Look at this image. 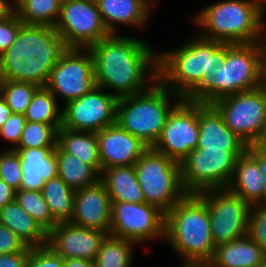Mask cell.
Wrapping results in <instances>:
<instances>
[{"instance_id": "1", "label": "cell", "mask_w": 266, "mask_h": 267, "mask_svg": "<svg viewBox=\"0 0 266 267\" xmlns=\"http://www.w3.org/2000/svg\"><path fill=\"white\" fill-rule=\"evenodd\" d=\"M88 49L93 56L96 85L118 98L146 91L158 80L160 50L146 39L110 34Z\"/></svg>"}, {"instance_id": "2", "label": "cell", "mask_w": 266, "mask_h": 267, "mask_svg": "<svg viewBox=\"0 0 266 267\" xmlns=\"http://www.w3.org/2000/svg\"><path fill=\"white\" fill-rule=\"evenodd\" d=\"M69 48L53 26L23 24L14 43L0 55V79L45 87Z\"/></svg>"}, {"instance_id": "3", "label": "cell", "mask_w": 266, "mask_h": 267, "mask_svg": "<svg viewBox=\"0 0 266 267\" xmlns=\"http://www.w3.org/2000/svg\"><path fill=\"white\" fill-rule=\"evenodd\" d=\"M227 44L203 38L197 34L171 50L158 51V79L181 98H190L222 67Z\"/></svg>"}, {"instance_id": "4", "label": "cell", "mask_w": 266, "mask_h": 267, "mask_svg": "<svg viewBox=\"0 0 266 267\" xmlns=\"http://www.w3.org/2000/svg\"><path fill=\"white\" fill-rule=\"evenodd\" d=\"M205 201L187 194L166 214L164 241L181 257L180 267H205L212 259L215 244Z\"/></svg>"}, {"instance_id": "5", "label": "cell", "mask_w": 266, "mask_h": 267, "mask_svg": "<svg viewBox=\"0 0 266 267\" xmlns=\"http://www.w3.org/2000/svg\"><path fill=\"white\" fill-rule=\"evenodd\" d=\"M199 10L190 19L203 38L251 44L266 37V9L257 0H220Z\"/></svg>"}, {"instance_id": "6", "label": "cell", "mask_w": 266, "mask_h": 267, "mask_svg": "<svg viewBox=\"0 0 266 267\" xmlns=\"http://www.w3.org/2000/svg\"><path fill=\"white\" fill-rule=\"evenodd\" d=\"M263 85L262 42L227 44L222 67H215L201 87L189 98L193 102L213 104L215 101Z\"/></svg>"}, {"instance_id": "7", "label": "cell", "mask_w": 266, "mask_h": 267, "mask_svg": "<svg viewBox=\"0 0 266 267\" xmlns=\"http://www.w3.org/2000/svg\"><path fill=\"white\" fill-rule=\"evenodd\" d=\"M181 99L158 79L146 91L119 98L116 123L153 147L168 114Z\"/></svg>"}, {"instance_id": "8", "label": "cell", "mask_w": 266, "mask_h": 267, "mask_svg": "<svg viewBox=\"0 0 266 267\" xmlns=\"http://www.w3.org/2000/svg\"><path fill=\"white\" fill-rule=\"evenodd\" d=\"M145 202L166 214L188 193L185 191L180 163L149 147L134 164Z\"/></svg>"}, {"instance_id": "9", "label": "cell", "mask_w": 266, "mask_h": 267, "mask_svg": "<svg viewBox=\"0 0 266 267\" xmlns=\"http://www.w3.org/2000/svg\"><path fill=\"white\" fill-rule=\"evenodd\" d=\"M238 157L230 150L196 148L180 163L181 178L188 194L227 188Z\"/></svg>"}, {"instance_id": "10", "label": "cell", "mask_w": 266, "mask_h": 267, "mask_svg": "<svg viewBox=\"0 0 266 267\" xmlns=\"http://www.w3.org/2000/svg\"><path fill=\"white\" fill-rule=\"evenodd\" d=\"M198 195L205 201L210 216L215 246L248 235L252 205L227 188L208 189Z\"/></svg>"}, {"instance_id": "11", "label": "cell", "mask_w": 266, "mask_h": 267, "mask_svg": "<svg viewBox=\"0 0 266 267\" xmlns=\"http://www.w3.org/2000/svg\"><path fill=\"white\" fill-rule=\"evenodd\" d=\"M94 61L88 48H69L50 72L46 88L65 105L96 87ZM60 99V100H58Z\"/></svg>"}, {"instance_id": "12", "label": "cell", "mask_w": 266, "mask_h": 267, "mask_svg": "<svg viewBox=\"0 0 266 267\" xmlns=\"http://www.w3.org/2000/svg\"><path fill=\"white\" fill-rule=\"evenodd\" d=\"M165 214L146 202H111L109 235L146 245L164 240Z\"/></svg>"}, {"instance_id": "13", "label": "cell", "mask_w": 266, "mask_h": 267, "mask_svg": "<svg viewBox=\"0 0 266 267\" xmlns=\"http://www.w3.org/2000/svg\"><path fill=\"white\" fill-rule=\"evenodd\" d=\"M225 125L252 146L259 137L266 117V89H257L223 97L213 103Z\"/></svg>"}, {"instance_id": "14", "label": "cell", "mask_w": 266, "mask_h": 267, "mask_svg": "<svg viewBox=\"0 0 266 267\" xmlns=\"http://www.w3.org/2000/svg\"><path fill=\"white\" fill-rule=\"evenodd\" d=\"M54 28L70 48H89L110 35L95 0H62Z\"/></svg>"}, {"instance_id": "15", "label": "cell", "mask_w": 266, "mask_h": 267, "mask_svg": "<svg viewBox=\"0 0 266 267\" xmlns=\"http://www.w3.org/2000/svg\"><path fill=\"white\" fill-rule=\"evenodd\" d=\"M198 102L182 98L171 110L161 135L152 147L181 163L198 146Z\"/></svg>"}, {"instance_id": "16", "label": "cell", "mask_w": 266, "mask_h": 267, "mask_svg": "<svg viewBox=\"0 0 266 267\" xmlns=\"http://www.w3.org/2000/svg\"><path fill=\"white\" fill-rule=\"evenodd\" d=\"M118 100L117 96L96 86L63 106L61 127L97 133L116 123Z\"/></svg>"}, {"instance_id": "17", "label": "cell", "mask_w": 266, "mask_h": 267, "mask_svg": "<svg viewBox=\"0 0 266 267\" xmlns=\"http://www.w3.org/2000/svg\"><path fill=\"white\" fill-rule=\"evenodd\" d=\"M106 233L60 222L48 232V245L63 258L95 260Z\"/></svg>"}, {"instance_id": "18", "label": "cell", "mask_w": 266, "mask_h": 267, "mask_svg": "<svg viewBox=\"0 0 266 267\" xmlns=\"http://www.w3.org/2000/svg\"><path fill=\"white\" fill-rule=\"evenodd\" d=\"M70 223L97 229L109 235L111 227V201L104 183H97L75 191Z\"/></svg>"}, {"instance_id": "19", "label": "cell", "mask_w": 266, "mask_h": 267, "mask_svg": "<svg viewBox=\"0 0 266 267\" xmlns=\"http://www.w3.org/2000/svg\"><path fill=\"white\" fill-rule=\"evenodd\" d=\"M102 171L115 166L134 165L149 148L117 123L96 133Z\"/></svg>"}, {"instance_id": "20", "label": "cell", "mask_w": 266, "mask_h": 267, "mask_svg": "<svg viewBox=\"0 0 266 267\" xmlns=\"http://www.w3.org/2000/svg\"><path fill=\"white\" fill-rule=\"evenodd\" d=\"M199 136L197 148L230 150L240 157L248 145L233 133L213 104L198 103Z\"/></svg>"}, {"instance_id": "21", "label": "cell", "mask_w": 266, "mask_h": 267, "mask_svg": "<svg viewBox=\"0 0 266 267\" xmlns=\"http://www.w3.org/2000/svg\"><path fill=\"white\" fill-rule=\"evenodd\" d=\"M95 1L103 24L110 34H120L117 30L119 25L134 29L144 28L153 13V8L145 0Z\"/></svg>"}, {"instance_id": "22", "label": "cell", "mask_w": 266, "mask_h": 267, "mask_svg": "<svg viewBox=\"0 0 266 267\" xmlns=\"http://www.w3.org/2000/svg\"><path fill=\"white\" fill-rule=\"evenodd\" d=\"M21 160L20 189L42 191L45 181L58 176L56 148H15Z\"/></svg>"}, {"instance_id": "23", "label": "cell", "mask_w": 266, "mask_h": 267, "mask_svg": "<svg viewBox=\"0 0 266 267\" xmlns=\"http://www.w3.org/2000/svg\"><path fill=\"white\" fill-rule=\"evenodd\" d=\"M227 189L251 205L264 204V189L258 162L245 151L238 157Z\"/></svg>"}, {"instance_id": "24", "label": "cell", "mask_w": 266, "mask_h": 267, "mask_svg": "<svg viewBox=\"0 0 266 267\" xmlns=\"http://www.w3.org/2000/svg\"><path fill=\"white\" fill-rule=\"evenodd\" d=\"M265 255L248 235L215 246L212 259L205 267H257Z\"/></svg>"}, {"instance_id": "25", "label": "cell", "mask_w": 266, "mask_h": 267, "mask_svg": "<svg viewBox=\"0 0 266 267\" xmlns=\"http://www.w3.org/2000/svg\"><path fill=\"white\" fill-rule=\"evenodd\" d=\"M0 223L30 247L48 245V232L14 200L0 209Z\"/></svg>"}, {"instance_id": "26", "label": "cell", "mask_w": 266, "mask_h": 267, "mask_svg": "<svg viewBox=\"0 0 266 267\" xmlns=\"http://www.w3.org/2000/svg\"><path fill=\"white\" fill-rule=\"evenodd\" d=\"M111 202L144 203L134 165L106 168L100 175Z\"/></svg>"}, {"instance_id": "27", "label": "cell", "mask_w": 266, "mask_h": 267, "mask_svg": "<svg viewBox=\"0 0 266 267\" xmlns=\"http://www.w3.org/2000/svg\"><path fill=\"white\" fill-rule=\"evenodd\" d=\"M57 146L63 152L73 154L82 162L92 166L101 175L102 166L95 132L74 131L60 127L57 132Z\"/></svg>"}, {"instance_id": "28", "label": "cell", "mask_w": 266, "mask_h": 267, "mask_svg": "<svg viewBox=\"0 0 266 267\" xmlns=\"http://www.w3.org/2000/svg\"><path fill=\"white\" fill-rule=\"evenodd\" d=\"M62 0H8V9L25 25L55 26Z\"/></svg>"}, {"instance_id": "29", "label": "cell", "mask_w": 266, "mask_h": 267, "mask_svg": "<svg viewBox=\"0 0 266 267\" xmlns=\"http://www.w3.org/2000/svg\"><path fill=\"white\" fill-rule=\"evenodd\" d=\"M58 176L74 191L91 186L100 180V174L73 154L56 146Z\"/></svg>"}, {"instance_id": "30", "label": "cell", "mask_w": 266, "mask_h": 267, "mask_svg": "<svg viewBox=\"0 0 266 267\" xmlns=\"http://www.w3.org/2000/svg\"><path fill=\"white\" fill-rule=\"evenodd\" d=\"M42 194L53 219L57 223L71 220L75 191L59 176L45 181Z\"/></svg>"}, {"instance_id": "31", "label": "cell", "mask_w": 266, "mask_h": 267, "mask_svg": "<svg viewBox=\"0 0 266 267\" xmlns=\"http://www.w3.org/2000/svg\"><path fill=\"white\" fill-rule=\"evenodd\" d=\"M137 243L106 235L95 258L96 267H131Z\"/></svg>"}, {"instance_id": "32", "label": "cell", "mask_w": 266, "mask_h": 267, "mask_svg": "<svg viewBox=\"0 0 266 267\" xmlns=\"http://www.w3.org/2000/svg\"><path fill=\"white\" fill-rule=\"evenodd\" d=\"M55 96L46 87H40L26 108L24 116L27 121L62 125V108Z\"/></svg>"}, {"instance_id": "33", "label": "cell", "mask_w": 266, "mask_h": 267, "mask_svg": "<svg viewBox=\"0 0 266 267\" xmlns=\"http://www.w3.org/2000/svg\"><path fill=\"white\" fill-rule=\"evenodd\" d=\"M40 86L30 82L0 79V95L12 113L23 114Z\"/></svg>"}, {"instance_id": "34", "label": "cell", "mask_w": 266, "mask_h": 267, "mask_svg": "<svg viewBox=\"0 0 266 267\" xmlns=\"http://www.w3.org/2000/svg\"><path fill=\"white\" fill-rule=\"evenodd\" d=\"M15 200L47 232L58 224L49 211L42 191L20 189L16 191Z\"/></svg>"}, {"instance_id": "35", "label": "cell", "mask_w": 266, "mask_h": 267, "mask_svg": "<svg viewBox=\"0 0 266 267\" xmlns=\"http://www.w3.org/2000/svg\"><path fill=\"white\" fill-rule=\"evenodd\" d=\"M61 125L27 121L16 148H56Z\"/></svg>"}, {"instance_id": "36", "label": "cell", "mask_w": 266, "mask_h": 267, "mask_svg": "<svg viewBox=\"0 0 266 267\" xmlns=\"http://www.w3.org/2000/svg\"><path fill=\"white\" fill-rule=\"evenodd\" d=\"M0 179L15 190H20L22 181L21 160L13 149L0 151Z\"/></svg>"}, {"instance_id": "37", "label": "cell", "mask_w": 266, "mask_h": 267, "mask_svg": "<svg viewBox=\"0 0 266 267\" xmlns=\"http://www.w3.org/2000/svg\"><path fill=\"white\" fill-rule=\"evenodd\" d=\"M248 236L260 246L266 256V204L252 205Z\"/></svg>"}, {"instance_id": "38", "label": "cell", "mask_w": 266, "mask_h": 267, "mask_svg": "<svg viewBox=\"0 0 266 267\" xmlns=\"http://www.w3.org/2000/svg\"><path fill=\"white\" fill-rule=\"evenodd\" d=\"M22 25L14 11L8 9L0 16V55L14 43Z\"/></svg>"}, {"instance_id": "39", "label": "cell", "mask_w": 266, "mask_h": 267, "mask_svg": "<svg viewBox=\"0 0 266 267\" xmlns=\"http://www.w3.org/2000/svg\"><path fill=\"white\" fill-rule=\"evenodd\" d=\"M27 267H65V263L62 256L45 245L30 248Z\"/></svg>"}, {"instance_id": "40", "label": "cell", "mask_w": 266, "mask_h": 267, "mask_svg": "<svg viewBox=\"0 0 266 267\" xmlns=\"http://www.w3.org/2000/svg\"><path fill=\"white\" fill-rule=\"evenodd\" d=\"M26 122L27 120L23 114L12 113L0 127V139L2 138L8 144H11L6 149L14 150L18 146Z\"/></svg>"}, {"instance_id": "41", "label": "cell", "mask_w": 266, "mask_h": 267, "mask_svg": "<svg viewBox=\"0 0 266 267\" xmlns=\"http://www.w3.org/2000/svg\"><path fill=\"white\" fill-rule=\"evenodd\" d=\"M29 250L30 247L17 234L0 223V255L29 252Z\"/></svg>"}, {"instance_id": "42", "label": "cell", "mask_w": 266, "mask_h": 267, "mask_svg": "<svg viewBox=\"0 0 266 267\" xmlns=\"http://www.w3.org/2000/svg\"><path fill=\"white\" fill-rule=\"evenodd\" d=\"M29 252L0 255V267H27Z\"/></svg>"}, {"instance_id": "43", "label": "cell", "mask_w": 266, "mask_h": 267, "mask_svg": "<svg viewBox=\"0 0 266 267\" xmlns=\"http://www.w3.org/2000/svg\"><path fill=\"white\" fill-rule=\"evenodd\" d=\"M246 151L258 162V168L263 180L264 204H266V153L261 152L252 146H248Z\"/></svg>"}, {"instance_id": "44", "label": "cell", "mask_w": 266, "mask_h": 267, "mask_svg": "<svg viewBox=\"0 0 266 267\" xmlns=\"http://www.w3.org/2000/svg\"><path fill=\"white\" fill-rule=\"evenodd\" d=\"M16 191L17 190L9 186L4 180L0 179V209L15 200Z\"/></svg>"}, {"instance_id": "45", "label": "cell", "mask_w": 266, "mask_h": 267, "mask_svg": "<svg viewBox=\"0 0 266 267\" xmlns=\"http://www.w3.org/2000/svg\"><path fill=\"white\" fill-rule=\"evenodd\" d=\"M65 267H96L94 260L64 258Z\"/></svg>"}, {"instance_id": "46", "label": "cell", "mask_w": 266, "mask_h": 267, "mask_svg": "<svg viewBox=\"0 0 266 267\" xmlns=\"http://www.w3.org/2000/svg\"><path fill=\"white\" fill-rule=\"evenodd\" d=\"M253 148L266 153V117L263 124V129L259 135V137L256 139V141L252 145Z\"/></svg>"}, {"instance_id": "47", "label": "cell", "mask_w": 266, "mask_h": 267, "mask_svg": "<svg viewBox=\"0 0 266 267\" xmlns=\"http://www.w3.org/2000/svg\"><path fill=\"white\" fill-rule=\"evenodd\" d=\"M12 114L10 107L0 95V127L7 121Z\"/></svg>"}, {"instance_id": "48", "label": "cell", "mask_w": 266, "mask_h": 267, "mask_svg": "<svg viewBox=\"0 0 266 267\" xmlns=\"http://www.w3.org/2000/svg\"><path fill=\"white\" fill-rule=\"evenodd\" d=\"M263 51V87L266 89V37L262 41Z\"/></svg>"}, {"instance_id": "49", "label": "cell", "mask_w": 266, "mask_h": 267, "mask_svg": "<svg viewBox=\"0 0 266 267\" xmlns=\"http://www.w3.org/2000/svg\"><path fill=\"white\" fill-rule=\"evenodd\" d=\"M8 10V0H0V16Z\"/></svg>"}, {"instance_id": "50", "label": "cell", "mask_w": 266, "mask_h": 267, "mask_svg": "<svg viewBox=\"0 0 266 267\" xmlns=\"http://www.w3.org/2000/svg\"><path fill=\"white\" fill-rule=\"evenodd\" d=\"M153 9L156 7L158 2L160 3V0H145Z\"/></svg>"}, {"instance_id": "51", "label": "cell", "mask_w": 266, "mask_h": 267, "mask_svg": "<svg viewBox=\"0 0 266 267\" xmlns=\"http://www.w3.org/2000/svg\"><path fill=\"white\" fill-rule=\"evenodd\" d=\"M257 267H266V256L264 257L263 261L261 262L260 265H258Z\"/></svg>"}, {"instance_id": "52", "label": "cell", "mask_w": 266, "mask_h": 267, "mask_svg": "<svg viewBox=\"0 0 266 267\" xmlns=\"http://www.w3.org/2000/svg\"><path fill=\"white\" fill-rule=\"evenodd\" d=\"M266 9V0H257Z\"/></svg>"}]
</instances>
